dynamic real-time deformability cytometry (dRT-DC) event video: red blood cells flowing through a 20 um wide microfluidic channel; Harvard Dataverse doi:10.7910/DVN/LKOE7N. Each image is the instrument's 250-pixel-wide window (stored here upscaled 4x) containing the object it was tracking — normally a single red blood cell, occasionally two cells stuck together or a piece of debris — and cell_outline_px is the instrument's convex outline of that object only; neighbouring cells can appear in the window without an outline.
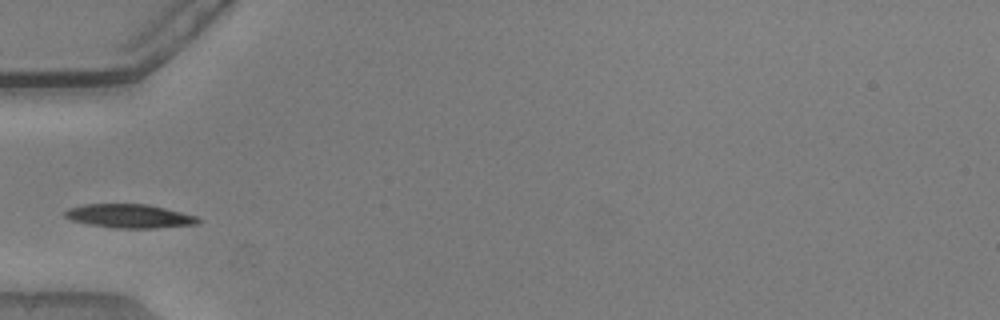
{"species": "common noctule bat (a hibernating species)", "species_latin": "Nyctalus noctula", "temperature_condition": "warm", "stored_images_in_passage": 28, "camera_frame_rate_fps": 3000, "um_per_image_px": 0.085, "animal": {"sex": "male", "body_mass_g": 20.5, "forearm_length_mm": 52.5}, "frame": {"image": 1, "passage_image": 1, "time_ms": 0.0, "image_size_px": [1000, 320], "cell_outline_px": [[200, 220], [196, 224], [156, 228], [116, 228], [92, 224], [72, 220], [64, 216], [64, 212], [68, 208], [84, 204], [148, 204], [196, 216]], "centroid_in_image_um": [10.99, 18.36], "position_along_channel_um": 74.0, "area_um2": 18.15}}
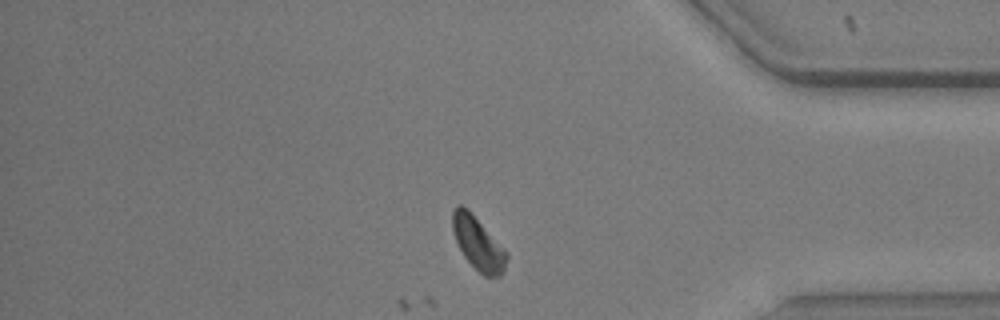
{"frame": {"image": 2, "passage_image": 28, "time_ms": 9.0, "image_size_px": [1000, 320], "cell_outline_px": [[508, 256], [504, 272], [500, 276], [484, 276], [464, 256], [456, 240], [452, 228], [452, 208], [456, 204], [460, 204], [468, 208], [508, 252]], "centroid_in_image_um": [40.64, 20.64], "position_along_channel_um": 394.6, "area_um2": 16.76}}